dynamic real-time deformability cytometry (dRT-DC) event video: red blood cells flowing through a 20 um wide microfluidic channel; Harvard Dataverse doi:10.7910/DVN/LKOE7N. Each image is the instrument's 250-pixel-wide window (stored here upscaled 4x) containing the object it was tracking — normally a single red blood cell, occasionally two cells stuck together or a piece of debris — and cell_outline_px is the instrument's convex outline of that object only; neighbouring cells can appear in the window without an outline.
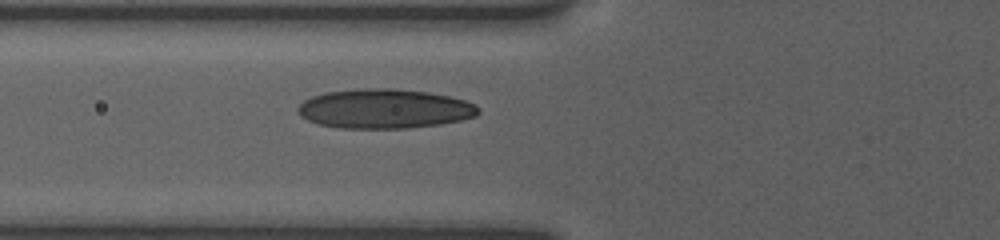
{"species": "human", "species_latin": "Homo sapiens", "temperature_condition": "room temperature", "stored_images_in_passage": 7, "camera_frame_rate_fps": 3000, "um_per_image_px": 0.085, "donor": {"sex": "female"}, "frame": {"image": 1, "passage_image": 7, "time_ms": 6.333, "image_size_px": [1000, 240], "cell_outline_px": [[480, 112], [476, 116], [460, 120], [440, 124], [408, 128], [340, 128], [316, 124], [300, 116], [296, 112], [296, 108], [304, 100], [312, 96], [324, 92], [360, 88], [396, 88], [428, 92], [448, 96], [464, 100], [476, 104]], "centroid_in_image_um": [32.64, 9.24], "position_along_channel_um": 93.2, "area_um2": 41.79}}